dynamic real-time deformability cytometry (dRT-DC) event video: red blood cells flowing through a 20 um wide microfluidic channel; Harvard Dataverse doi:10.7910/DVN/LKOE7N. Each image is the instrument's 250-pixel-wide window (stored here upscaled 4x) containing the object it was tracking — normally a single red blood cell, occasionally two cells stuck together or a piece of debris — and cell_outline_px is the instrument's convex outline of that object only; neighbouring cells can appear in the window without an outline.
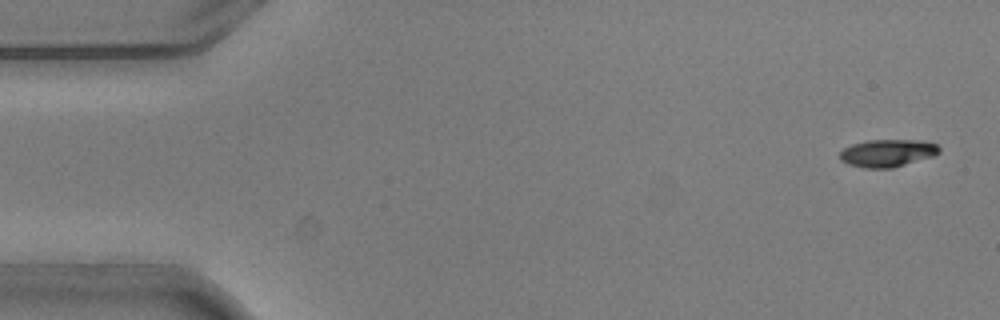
{"species": "common noctule bat (a hibernating species)", "species_latin": "Nyctalus noctula", "temperature_condition": "warm", "stored_images_in_passage": 4, "camera_frame_rate_fps": 3000, "um_per_image_px": 0.085, "animal": {"sex": "male", "body_mass_g": 20.5, "forearm_length_mm": 52.5}, "frame": {"image": 1, "passage_image": 1, "time_ms": 0.0, "image_size_px": [1000, 320], "cell_outline_px": [[940, 152], [932, 156], [892, 168], [864, 168], [848, 164], [840, 160], [840, 152], [844, 148], [852, 144], [868, 140], [924, 140], [936, 144], [940, 148]], "centroid_in_image_um": [75.43, 13.0], "position_along_channel_um": 9.6, "area_um2": 15.9}}
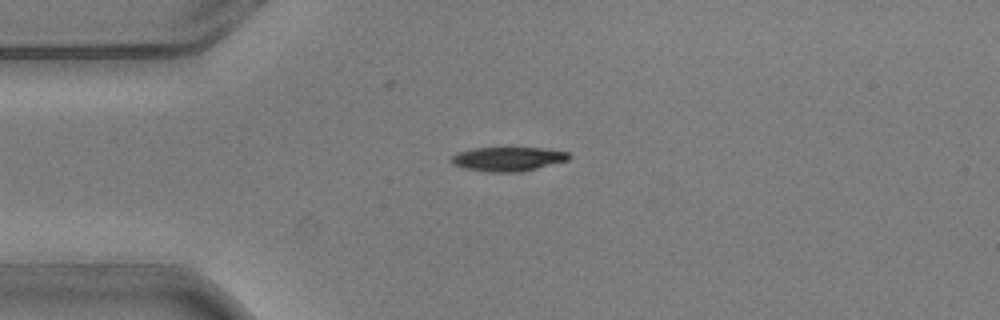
{"frame": {"image": 2, "passage_image": 4, "time_ms": 1.0, "image_size_px": [1000, 320], "cell_outline_px": [[572, 156], [568, 160], [520, 172], [488, 172], [464, 168], [452, 164], [448, 160], [456, 152], [472, 148], [544, 148], [568, 152]], "centroid_in_image_um": [43.13, 13.51], "position_along_channel_um": 41.9, "area_um2": 16.65}}